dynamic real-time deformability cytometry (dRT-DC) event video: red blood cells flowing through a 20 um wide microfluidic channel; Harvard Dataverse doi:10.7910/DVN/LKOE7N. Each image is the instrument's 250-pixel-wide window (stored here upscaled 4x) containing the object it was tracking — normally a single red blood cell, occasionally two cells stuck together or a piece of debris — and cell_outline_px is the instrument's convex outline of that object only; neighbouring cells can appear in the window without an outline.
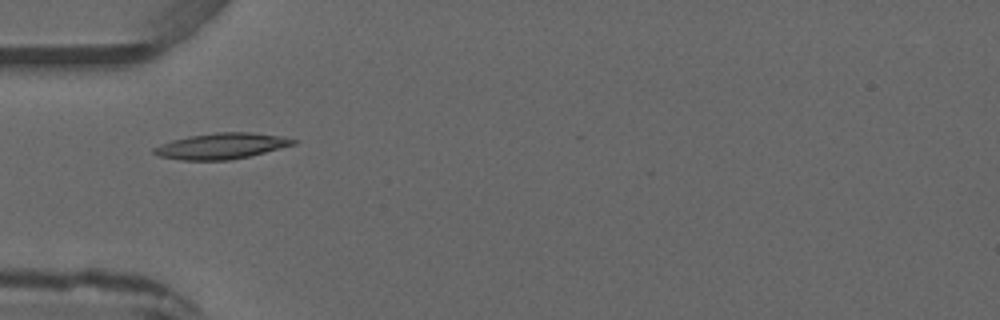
{"species": "common noctule bat (a hibernating species)", "species_latin": "Nyctalus noctula", "temperature_condition": "warm", "stored_images_in_passage": 4, "camera_frame_rate_fps": 3000, "um_per_image_px": 0.085, "animal": {"sex": "male", "forearm_length_mm": 52.5}, "frame": {"image": 1, "passage_image": 3, "time_ms": 2.333, "image_size_px": [1000, 320], "cell_outline_px": [[296, 144], [248, 156], [228, 160], [180, 160], [160, 156], [152, 152], [152, 148], [160, 144], [172, 140], [188, 136], [216, 132], [252, 132], [284, 136], [296, 140]], "centroid_in_image_um": [18.81, 12.4], "position_along_channel_um": 66.2, "area_um2": 20.98}}
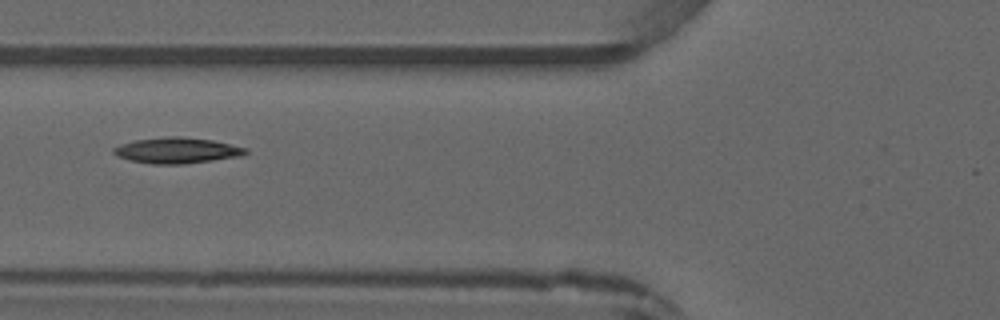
{"frame": {"image": 2, "passage_image": 4, "time_ms": 3.333, "image_size_px": [1000, 320], "cell_outline_px": [[248, 152], [240, 156], [184, 164], [152, 164], [132, 160], [116, 156], [112, 152], [112, 148], [120, 144], [132, 140], [168, 136], [176, 136], [212, 140], [248, 148]], "centroid_in_image_um": [15.0, 12.78], "position_along_channel_um": 110.8, "area_um2": 19.83}}